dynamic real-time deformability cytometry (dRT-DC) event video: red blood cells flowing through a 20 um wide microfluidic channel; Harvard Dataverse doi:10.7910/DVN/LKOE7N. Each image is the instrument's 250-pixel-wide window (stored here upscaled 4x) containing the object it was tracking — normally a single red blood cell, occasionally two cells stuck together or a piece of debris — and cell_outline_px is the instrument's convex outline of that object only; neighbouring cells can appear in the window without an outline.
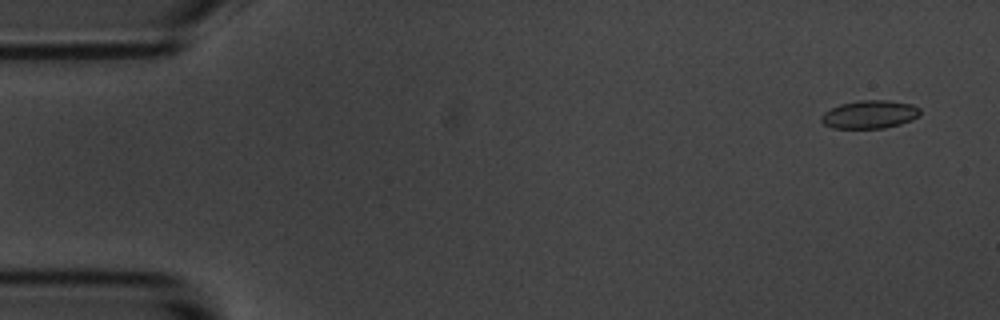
{"species": "common noctule bat (a hibernating species)", "species_latin": "Nyctalus noctula", "temperature_condition": "room temperature", "stored_images_in_passage": 5, "camera_frame_rate_fps": 3000, "um_per_image_px": 0.085, "animal": {"sex": "male", "body_mass_g": 20.1, "forearm_length_mm": 53.5}, "frame": {"image": 1, "passage_image": 1, "time_ms": 0.0, "image_size_px": [1000, 320], "cell_outline_px": [[920, 116], [912, 120], [900, 124], [884, 128], [832, 128], [824, 124], [820, 120], [820, 116], [824, 112], [840, 104], [856, 100], [888, 100], [912, 104], [920, 108]], "centroid_in_image_um": [73.93, 9.72], "position_along_channel_um": 11.1, "area_um2": 16.36}}
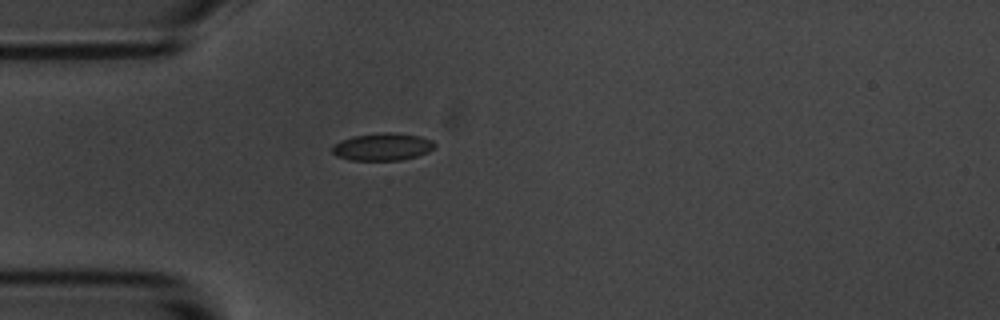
{"frame": {"image": 2, "passage_image": 4, "time_ms": 4.333, "image_size_px": [1000, 320], "cell_outline_px": [[436, 148], [428, 152], [416, 156], [400, 160], [348, 160], [336, 156], [332, 152], [332, 148], [340, 140], [352, 136], [380, 132], [392, 132], [420, 136], [432, 140], [436, 144]], "centroid_in_image_um": [32.52, 12.47], "position_along_channel_um": 52.5, "area_um2": 16.53}}